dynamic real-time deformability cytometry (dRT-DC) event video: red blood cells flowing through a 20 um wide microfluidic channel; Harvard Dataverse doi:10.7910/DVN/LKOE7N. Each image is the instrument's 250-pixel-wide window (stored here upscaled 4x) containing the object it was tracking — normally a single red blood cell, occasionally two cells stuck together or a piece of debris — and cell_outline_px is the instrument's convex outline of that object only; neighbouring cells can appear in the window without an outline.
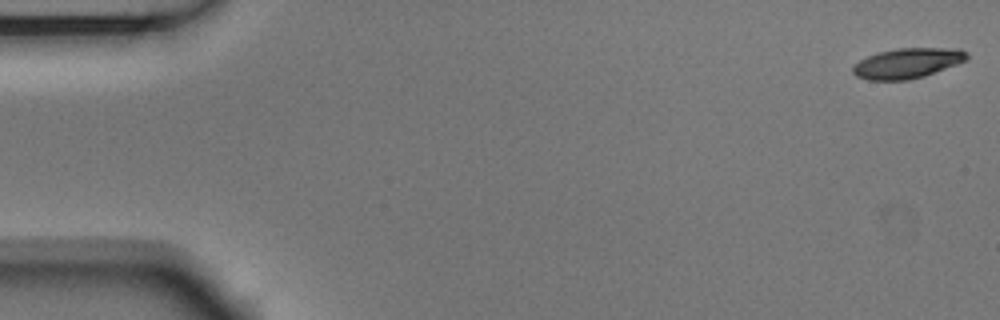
{"species": "Egyptian fruit bat (a non-hibernating species)", "species_latin": "Rousettus aegyptiacus", "temperature_condition": "room temperature", "stored_images_in_passage": 6, "camera_frame_rate_fps": 3000, "um_per_image_px": 0.085, "animal": {"sex": "male"}, "frame": {"image": 1, "passage_image": 1, "time_ms": 0.0, "image_size_px": [1000, 320], "cell_outline_px": [[968, 60], [924, 76], [908, 80], [868, 80], [856, 76], [852, 72], [852, 68], [860, 60], [876, 52], [896, 48], [960, 48], [968, 52]], "centroid_in_image_um": [77.15, 5.36], "position_along_channel_um": 7.9, "area_um2": 20.17}}
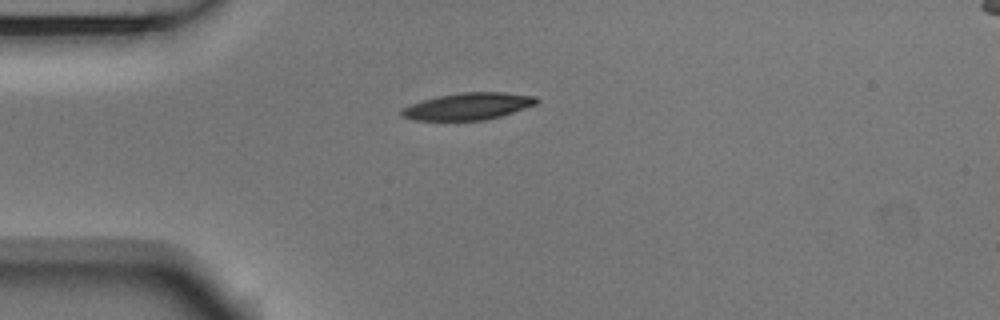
{"frame": {"image": 2, "passage_image": 5, "time_ms": 1.333, "image_size_px": [1000, 320], "cell_outline_px": [[540, 100], [536, 104], [500, 116], [484, 120], [412, 120], [400, 116], [400, 112], [404, 108], [412, 104], [424, 100], [440, 96], [464, 92], [504, 92], [536, 96]], "centroid_in_image_um": [39.81, 9.03], "position_along_channel_um": 45.2, "area_um2": 20.92}}
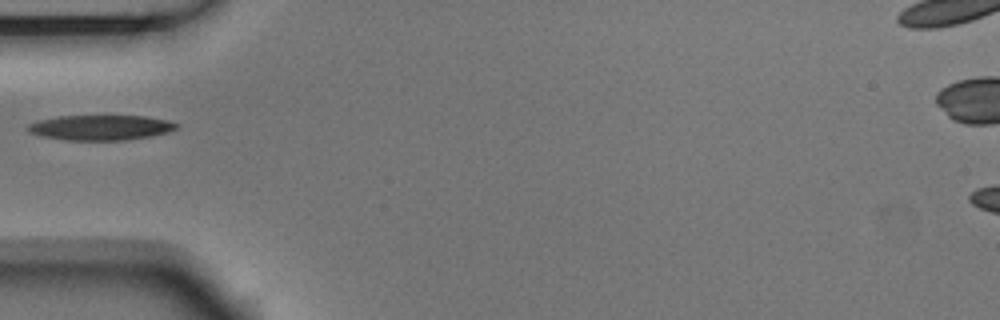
{"frame": {"image": 3, "passage_image": 6, "time_ms": 1.667, "image_size_px": [1000, 320], "cell_outline_px": [[180, 128], [168, 132], [152, 136], [128, 140], [64, 140], [40, 136], [28, 132], [24, 128], [28, 124], [40, 120], [60, 116], [144, 116], [168, 120], [180, 124]], "centroid_in_image_um": [8.57, 10.85], "position_along_channel_um": 76.4, "area_um2": 22.02}}